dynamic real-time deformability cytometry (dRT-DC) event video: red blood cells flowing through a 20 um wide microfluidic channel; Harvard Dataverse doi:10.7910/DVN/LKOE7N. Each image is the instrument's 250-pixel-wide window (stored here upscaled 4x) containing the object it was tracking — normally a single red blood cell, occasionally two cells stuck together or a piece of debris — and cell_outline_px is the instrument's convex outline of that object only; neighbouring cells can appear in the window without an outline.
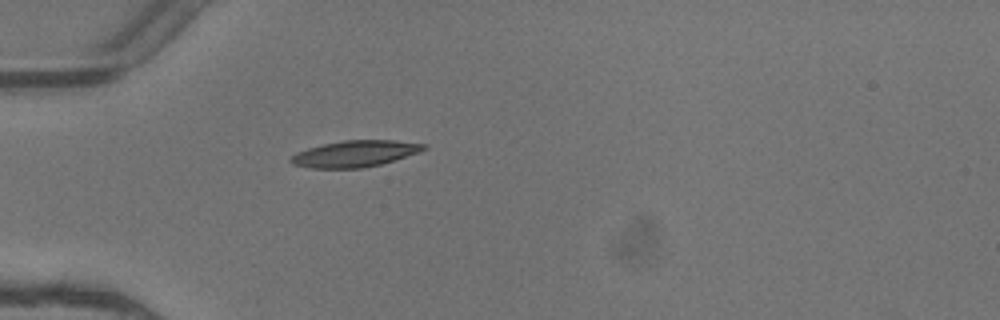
{"species": "common noctule bat (a hibernating species)", "species_latin": "Nyctalus noctula", "temperature_condition": "warm", "stored_images_in_passage": 5, "camera_frame_rate_fps": 3000, "um_per_image_px": 0.085, "animal": {"sex": "female"}, "frame": {"image": 1, "passage_image": 5, "time_ms": 1.333, "image_size_px": [1000, 320], "cell_outline_px": [[428, 148], [420, 152], [380, 164], [364, 168], [312, 168], [292, 164], [288, 160], [296, 152], [308, 148], [324, 144], [344, 140], [396, 140], [428, 144]], "centroid_in_image_um": [30.2, 13.06], "position_along_channel_um": 54.8, "area_um2": 20.46}}